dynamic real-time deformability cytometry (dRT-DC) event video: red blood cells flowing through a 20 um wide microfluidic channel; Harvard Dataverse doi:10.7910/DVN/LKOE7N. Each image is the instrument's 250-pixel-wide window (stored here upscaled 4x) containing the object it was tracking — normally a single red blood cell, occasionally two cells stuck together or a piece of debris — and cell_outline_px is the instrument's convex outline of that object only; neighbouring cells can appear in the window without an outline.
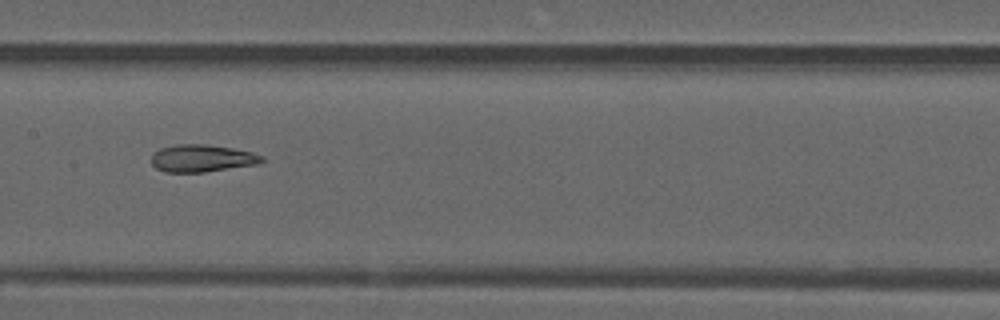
{"species": "common noctule bat (a hibernating species)", "species_latin": "Nyctalus noctula", "temperature_condition": "warm", "stored_images_in_passage": 37, "camera_frame_rate_fps": 3000, "um_per_image_px": 0.085, "animal": {"sex": "male", "forearm_length_mm": 52.5}, "frame": {"image": 1, "passage_image": 11, "time_ms": 3.333, "image_size_px": [1000, 320], "cell_outline_px": [[264, 160], [260, 164], [204, 172], [164, 172], [156, 168], [152, 164], [152, 156], [160, 148], [176, 144], [204, 144], [232, 148], [252, 152], [264, 156]], "centroid_in_image_um": [17.2, 13.46], "position_along_channel_um": 190.2, "area_um2": 17.63}}
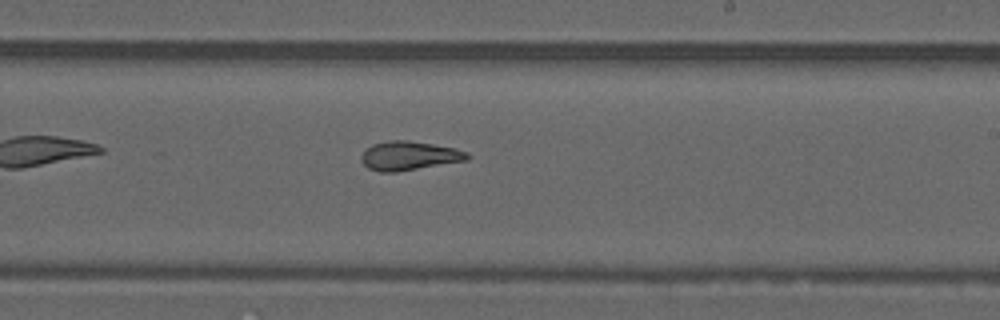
{"frame": {"image": 2, "passage_image": 16, "time_ms": 5.0, "image_size_px": [1000, 320], "cell_outline_px": [[472, 156], [468, 160], [396, 172], [380, 172], [368, 168], [360, 160], [360, 156], [372, 144], [388, 140], [408, 140], [456, 148], [468, 152]], "centroid_in_image_um": [34.8, 13.24], "position_along_channel_um": 254.2, "area_um2": 17.98}, "authors_computed_cell_mechanics": {"area_um2": 17.918, "velocity_mm_per_s": 3.8637, "shape_relaxation_time_tau1_ms": null, "shape_relaxation_time_tau2_ms": 3.2155, "deformation_change_tau1": null, "deformation_change_tau2": 0.1081}}